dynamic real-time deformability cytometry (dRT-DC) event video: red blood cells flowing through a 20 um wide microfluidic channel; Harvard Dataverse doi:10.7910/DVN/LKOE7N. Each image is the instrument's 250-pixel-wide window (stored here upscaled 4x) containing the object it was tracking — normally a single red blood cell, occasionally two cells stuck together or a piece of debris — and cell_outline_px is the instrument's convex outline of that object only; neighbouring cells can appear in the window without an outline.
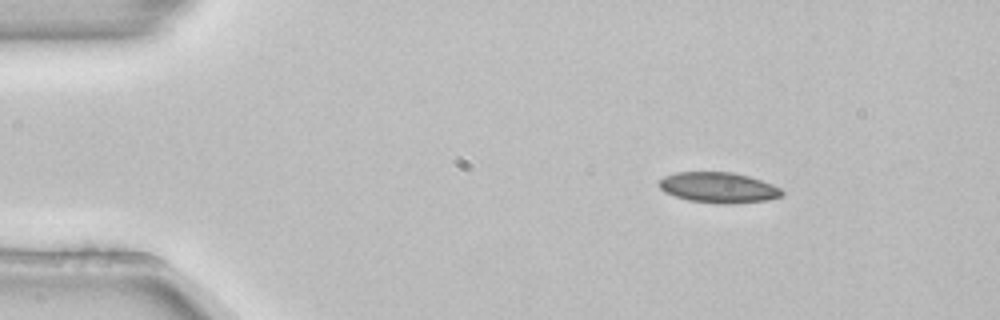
{"species": "common noctule bat (a hibernating species)", "species_latin": "Nyctalus noctula", "temperature_condition": "room temperature", "stored_images_in_passage": 3, "camera_frame_rate_fps": 3000, "um_per_image_px": 0.085, "animal": {"sex": "female", "body_mass_g": 22.7, "forearm_length_mm": 54.2}, "frame": {"image": 1, "passage_image": 1, "time_ms": 0.0, "image_size_px": [1000, 320], "cell_outline_px": [[784, 192], [780, 196], [768, 200], [736, 204], [724, 204], [688, 200], [664, 192], [656, 184], [664, 176], [676, 172], [732, 172], [748, 176], [772, 184], [780, 188]], "centroid_in_image_um": [61.05, 15.94], "position_along_channel_um": 23.9, "area_um2": 21.91}}
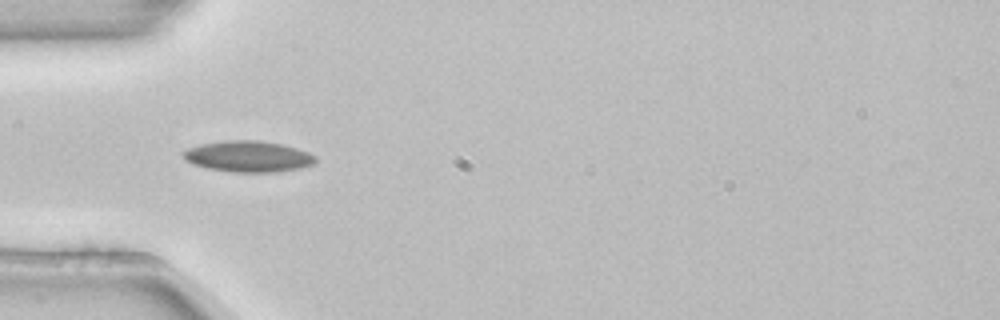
{"frame": {"image": 2, "passage_image": 3, "time_ms": 0.667, "image_size_px": [1000, 320], "cell_outline_px": [[316, 160], [312, 164], [300, 168], [276, 172], [236, 172], [208, 168], [192, 164], [184, 156], [184, 152], [188, 148], [200, 144], [228, 140], [260, 140], [284, 144], [308, 152], [316, 156]], "centroid_in_image_um": [21.14, 13.29], "position_along_channel_um": 63.9, "area_um2": 23.81}}